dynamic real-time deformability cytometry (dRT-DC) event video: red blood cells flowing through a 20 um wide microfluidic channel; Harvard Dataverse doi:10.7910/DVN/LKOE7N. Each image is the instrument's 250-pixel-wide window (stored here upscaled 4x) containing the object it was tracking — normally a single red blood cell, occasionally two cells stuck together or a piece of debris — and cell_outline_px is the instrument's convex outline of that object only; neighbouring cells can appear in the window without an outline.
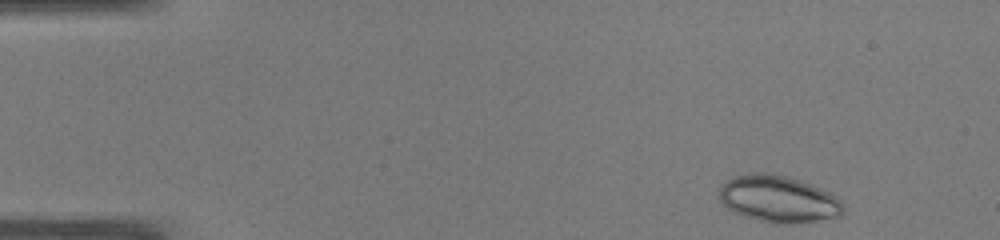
{"species": "common noctule bat (a hibernating species)", "species_latin": "Nyctalus noctula", "temperature_condition": "warm", "stored_images_in_passage": 45, "camera_frame_rate_fps": 3000, "um_per_image_px": 0.085, "animal": {"sex": "male", "body_mass_g": 19.0, "forearm_length_mm": 50.8}, "frame": {"image": 1, "passage_image": 1, "time_ms": 0.0, "image_size_px": [1000, 240], "cell_outline_px": [[844, 212], [840, 216], [792, 224], [772, 224], [744, 216], [732, 212], [720, 204], [720, 188], [728, 180], [736, 176], [748, 172], [764, 172], [788, 176], [812, 184], [832, 192], [840, 200], [844, 208]], "centroid_in_image_um": [66.17, 16.91], "position_along_channel_um": 18.8, "area_um2": 34.28}}
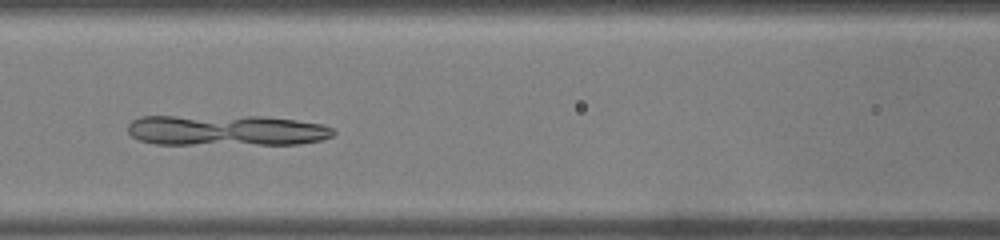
{"frame": {"image": 2, "passage_image": 18, "time_ms": 5.667, "image_size_px": [1000, 240], "cell_outline_px": [[336, 132], [332, 136], [320, 140], [300, 144], [156, 144], [140, 140], [132, 136], [128, 132], [128, 124], [132, 120], [140, 116], [264, 116], [296, 120], [320, 124], [332, 128]], "centroid_in_image_um": [19.22, 11.07], "position_along_channel_um": 147.4, "area_um2": 37.05}}
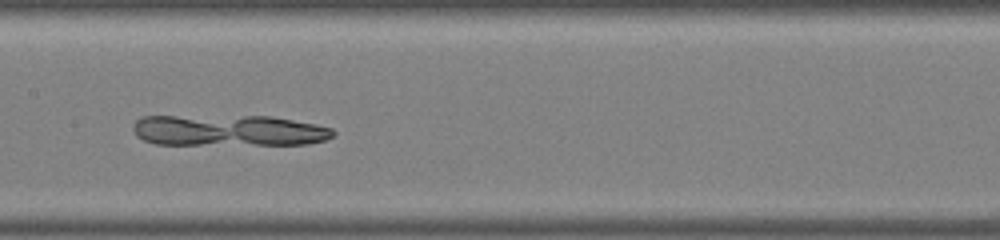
{"frame": {"image": 3, "passage_image": 21, "time_ms": 6.667, "image_size_px": [1000, 240], "cell_outline_px": [[336, 132], [332, 136], [324, 140], [308, 144], [156, 144], [144, 140], [136, 136], [132, 128], [132, 124], [140, 116], [272, 116], [316, 124], [332, 128]], "centroid_in_image_um": [19.41, 11.08], "position_along_channel_um": 188.0, "area_um2": 36.47}}